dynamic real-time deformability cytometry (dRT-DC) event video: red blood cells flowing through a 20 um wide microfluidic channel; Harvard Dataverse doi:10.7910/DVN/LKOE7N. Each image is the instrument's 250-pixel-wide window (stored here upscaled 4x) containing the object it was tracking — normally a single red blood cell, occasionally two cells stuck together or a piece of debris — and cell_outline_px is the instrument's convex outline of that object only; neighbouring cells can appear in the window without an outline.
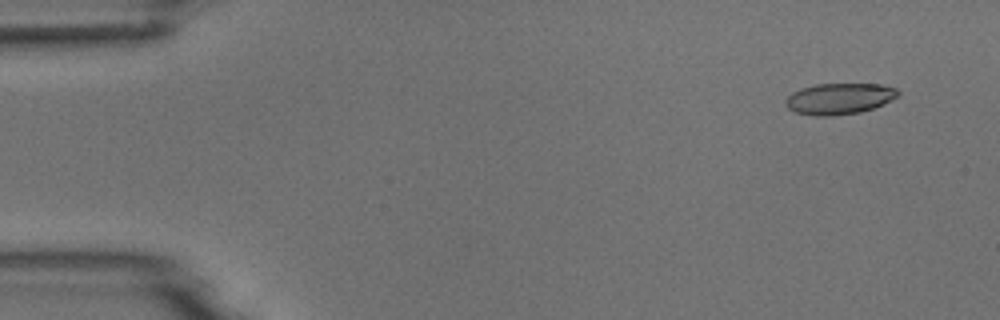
{"species": "common noctule bat (a hibernating species)", "species_latin": "Nyctalus noctula", "temperature_condition": "room temperature", "stored_images_in_passage": 9, "camera_frame_rate_fps": 3000, "um_per_image_px": 0.085, "animal": {"sex": "male", "body_mass_g": 18.8}, "frame": {"image": 1, "passage_image": 1, "time_ms": 0.0, "image_size_px": [1000, 320], "cell_outline_px": [[900, 96], [872, 108], [860, 112], [832, 116], [812, 116], [796, 112], [788, 108], [784, 104], [784, 100], [792, 92], [800, 88], [816, 84], [880, 84], [896, 88], [900, 92]], "centroid_in_image_um": [71.31, 8.39], "position_along_channel_um": 13.7, "area_um2": 20.52}}
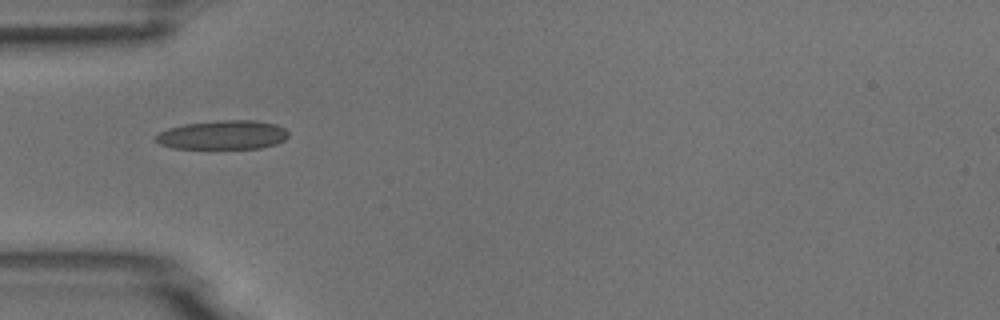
{"frame": {"image": 2, "passage_image": 4, "time_ms": 4.333, "image_size_px": [1000, 320], "cell_outline_px": [[288, 136], [284, 140], [276, 144], [260, 148], [172, 148], [160, 144], [156, 140], [156, 136], [160, 132], [168, 128], [184, 124], [220, 120], [256, 120], [276, 124], [284, 128], [288, 132]], "centroid_in_image_um": [18.96, 11.46], "position_along_channel_um": 66.0, "area_um2": 22.37}}
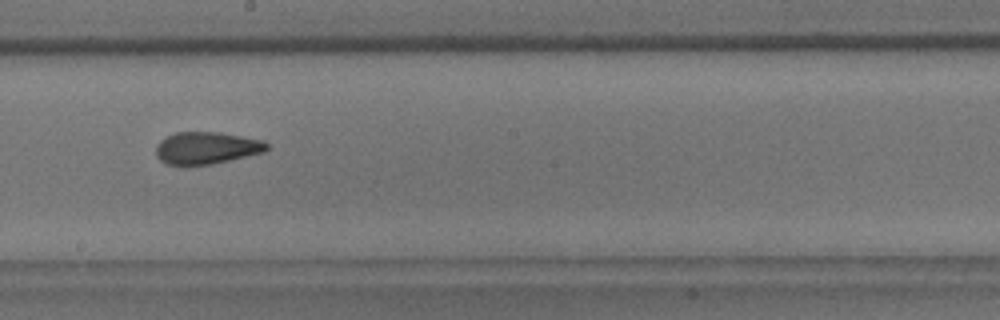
{"frame": {"image": 3, "passage_image": 8, "time_ms": 8.667, "image_size_px": [1000, 320], "cell_outline_px": [[268, 148], [264, 152], [212, 164], [184, 168], [180, 168], [168, 164], [160, 160], [156, 156], [156, 144], [160, 140], [176, 132], [216, 132], [264, 140], [268, 144]], "centroid_in_image_um": [17.5, 12.61], "position_along_channel_um": 230.7, "area_um2": 21.21}}